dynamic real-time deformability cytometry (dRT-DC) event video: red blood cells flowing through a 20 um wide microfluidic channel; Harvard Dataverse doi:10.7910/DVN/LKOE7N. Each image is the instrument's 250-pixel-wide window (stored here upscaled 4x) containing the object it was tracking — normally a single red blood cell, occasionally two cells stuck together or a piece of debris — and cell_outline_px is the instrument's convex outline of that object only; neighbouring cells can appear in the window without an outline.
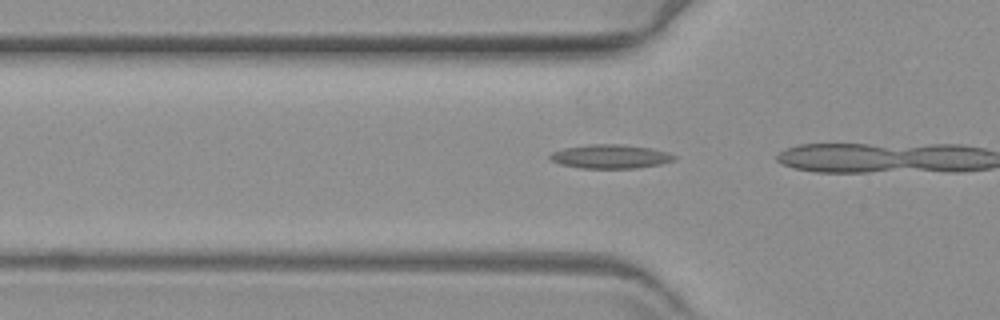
{"species": "common noctule bat (a hibernating species)", "species_latin": "Nyctalus noctula", "temperature_condition": "warm", "stored_images_in_passage": 7, "camera_frame_rate_fps": 3000, "um_per_image_px": 0.085, "animal": {"sex": "female", "body_mass_g": 19.3, "forearm_length_mm": 54.1}, "frame": {"image": 1, "passage_image": 5, "time_ms": 1.333, "image_size_px": [1000, 320], "cell_outline_px": [[676, 156], [672, 160], [660, 164], [636, 168], [580, 168], [560, 164], [552, 160], [548, 156], [552, 152], [564, 148], [588, 144], [620, 144], [648, 148], [664, 152]], "centroid_in_image_um": [51.81, 13.3], "position_along_channel_um": 74.0, "area_um2": 16.99}}